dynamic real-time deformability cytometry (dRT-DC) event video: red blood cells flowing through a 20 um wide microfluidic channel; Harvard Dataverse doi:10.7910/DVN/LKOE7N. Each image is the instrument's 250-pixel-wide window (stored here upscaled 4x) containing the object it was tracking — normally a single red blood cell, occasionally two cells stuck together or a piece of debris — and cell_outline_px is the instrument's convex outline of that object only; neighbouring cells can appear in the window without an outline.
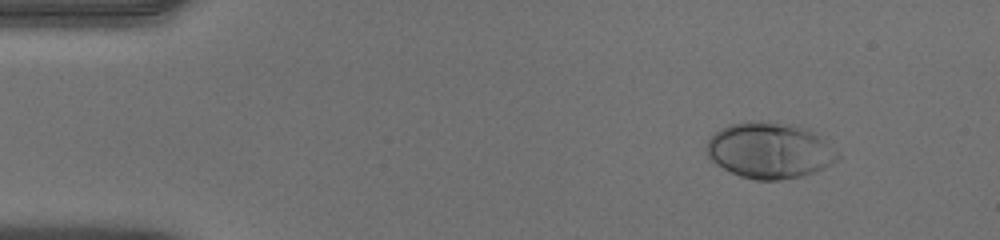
{"species": "human", "species_latin": "Homo sapiens", "temperature_condition": "warm", "stored_images_in_passage": 45, "camera_frame_rate_fps": 3000, "um_per_image_px": 0.085, "donor": {"sex": "male"}, "frame": {"image": 1, "passage_image": 1, "time_ms": 0.0, "image_size_px": [1000, 240], "cell_outline_px": [[840, 156], [832, 164], [824, 168], [800, 176], [780, 180], [756, 180], [740, 176], [716, 164], [708, 156], [704, 148], [708, 140], [720, 128], [732, 124], [748, 120], [796, 124], [808, 128], [836, 152]], "centroid_in_image_um": [65.37, 12.78], "position_along_channel_um": 19.6, "area_um2": 42.48}}
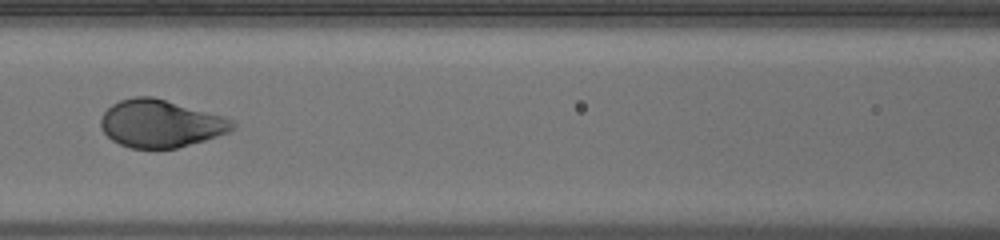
{"frame": {"image": 2, "passage_image": 18, "time_ms": 5.667, "image_size_px": [1000, 240], "cell_outline_px": [[236, 128], [228, 132], [204, 140], [176, 148], [132, 148], [120, 144], [112, 140], [104, 132], [100, 124], [100, 120], [104, 112], [112, 104], [120, 100], [136, 96], [152, 96], [224, 116], [232, 120], [236, 124]], "centroid_in_image_um": [13.65, 10.49], "position_along_channel_um": 153.0, "area_um2": 36.3}}
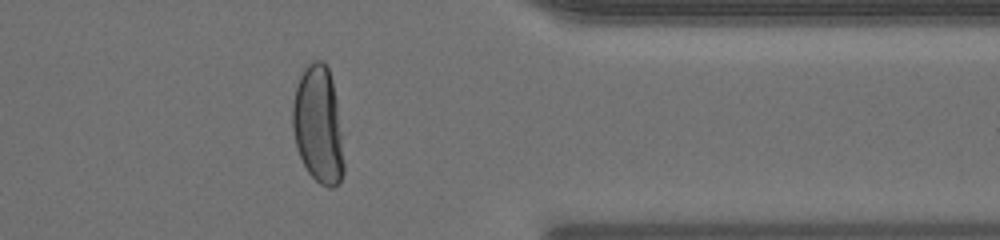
{"frame": {"image": 3, "passage_image": 36, "time_ms": 11.667, "image_size_px": [1000, 240], "cell_outline_px": [[344, 172], [340, 180], [332, 188], [328, 188], [320, 184], [308, 172], [300, 156], [296, 144], [292, 128], [292, 104], [296, 88], [300, 76], [304, 68], [308, 64], [316, 60], [324, 60], [328, 68], [332, 80], [336, 100], [344, 164]], "centroid_in_image_um": [27.03, 10.61], "position_along_channel_um": 384.4, "area_um2": 34.68}, "authors_computed_cell_mechanics": {"area_um2": 37.57, "velocity_mm_per_s": 4.052, "shape_relaxation_time_tau1_ms": 3.234, "shape_relaxation_time_tau2_ms": null, "deformation_change_tau1": 0.2044, "deformation_change_tau2": null}}